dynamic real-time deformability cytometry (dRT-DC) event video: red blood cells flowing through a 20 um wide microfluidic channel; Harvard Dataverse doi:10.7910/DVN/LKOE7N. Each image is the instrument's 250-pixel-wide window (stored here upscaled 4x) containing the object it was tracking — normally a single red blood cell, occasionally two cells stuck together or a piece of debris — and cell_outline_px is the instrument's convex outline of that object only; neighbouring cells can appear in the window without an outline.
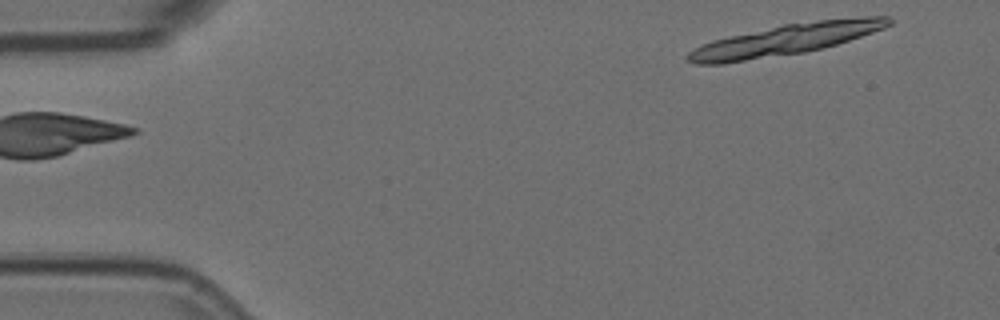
{"species": "Egyptian fruit bat (a non-hibernating species)", "species_latin": "Rousettus aegyptiacus", "temperature_condition": "room temperature", "stored_images_in_passage": 6, "camera_frame_rate_fps": 3000, "um_per_image_px": 0.085, "animal": {"sex": "female"}, "frame": {"image": 1, "passage_image": 1, "time_ms": 0.0, "image_size_px": [1000, 320], "cell_outline_px": [[892, 24], [884, 28], [836, 44], [804, 52], [724, 64], [696, 64], [684, 60], [684, 56], [688, 52], [712, 40], [784, 24], [820, 20], [864, 16], [892, 16]], "centroid_in_image_um": [66.74, 3.38], "position_along_channel_um": 18.3, "area_um2": 36.07}}